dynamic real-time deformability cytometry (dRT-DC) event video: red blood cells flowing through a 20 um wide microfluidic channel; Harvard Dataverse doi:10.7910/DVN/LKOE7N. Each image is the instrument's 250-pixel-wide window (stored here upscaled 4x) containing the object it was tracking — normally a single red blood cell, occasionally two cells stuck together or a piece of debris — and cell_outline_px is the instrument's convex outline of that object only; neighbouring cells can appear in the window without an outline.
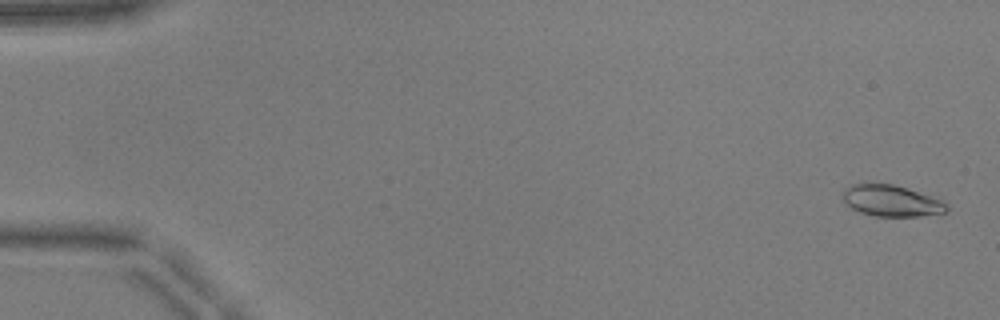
{"species": "common noctule bat (a hibernating species)", "species_latin": "Nyctalus noctula", "temperature_condition": "warm", "stored_images_in_passage": 52, "camera_frame_rate_fps": 3000, "um_per_image_px": 0.085, "animal": {"sex": "male", "body_mass_g": 17.9, "forearm_length_mm": 54.2}, "frame": {"image": 1, "passage_image": 2, "time_ms": 0.333, "image_size_px": [1000, 320], "cell_outline_px": [[948, 212], [920, 216], [876, 216], [860, 212], [852, 208], [844, 200], [840, 192], [844, 188], [852, 184], [892, 184], [908, 188], [932, 196], [948, 204]], "centroid_in_image_um": [75.77, 17.06], "position_along_channel_um": 9.2, "area_um2": 18.96}}
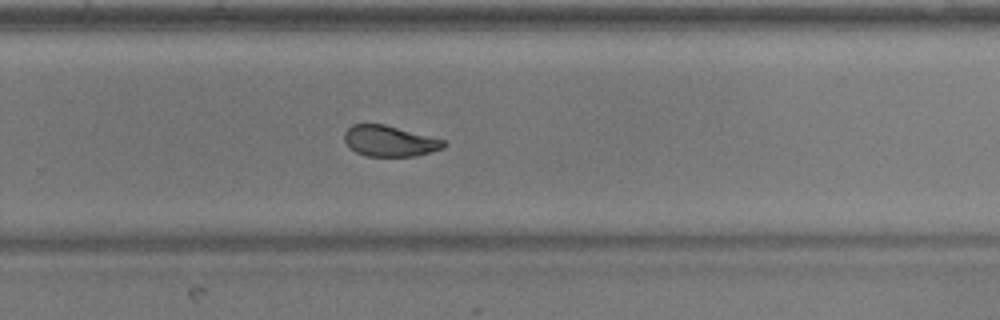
{"frame": {"image": 2, "passage_image": 35, "time_ms": 11.333, "image_size_px": [1000, 320], "cell_outline_px": [[448, 144], [444, 148], [416, 156], [364, 156], [348, 148], [344, 140], [344, 132], [352, 124], [384, 124], [444, 140]], "centroid_in_image_um": [33.09, 12.0], "position_along_channel_um": 296.7, "area_um2": 17.92}}
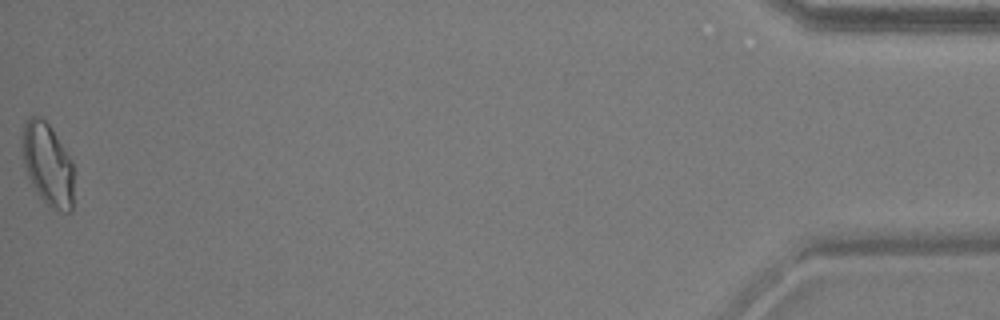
{"frame": {"image": 3, "passage_image": 52, "time_ms": 17.0, "image_size_px": [1000, 320], "cell_outline_px": [[72, 212], [60, 212], [48, 204], [36, 192], [24, 168], [20, 148], [20, 140], [24, 124], [32, 116], [40, 116], [52, 128], [72, 160]], "centroid_in_image_um": [4.01, 13.94], "position_along_channel_um": 431.2, "area_um2": 24.91}, "authors_computed_cell_mechanics": {"area_um2": 18.9584, "velocity_mm_per_s": 3.9594, "shape_relaxation_time_tau1_ms": 5.757, "shape_relaxation_time_tau2_ms": 1.492, "deformation_change_tau1": 0.1977, "deformation_change_tau2": 0.078}}